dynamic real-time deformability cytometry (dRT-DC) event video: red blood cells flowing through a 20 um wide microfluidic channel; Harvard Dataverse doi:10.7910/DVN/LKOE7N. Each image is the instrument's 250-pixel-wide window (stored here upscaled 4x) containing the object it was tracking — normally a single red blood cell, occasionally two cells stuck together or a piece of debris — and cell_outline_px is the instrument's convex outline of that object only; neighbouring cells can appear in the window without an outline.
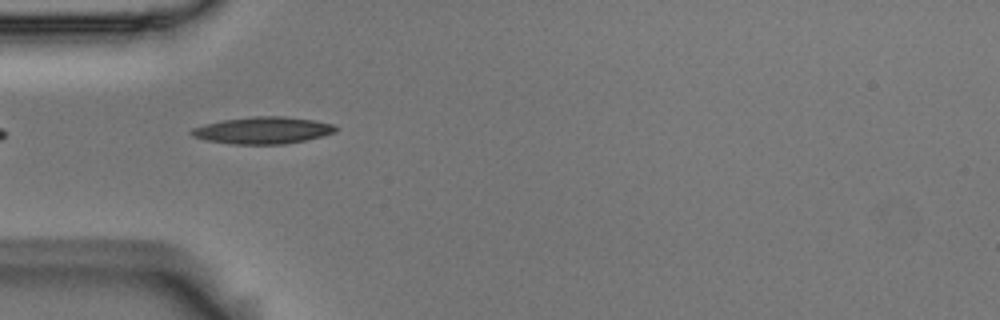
{"species": "Egyptian fruit bat (a non-hibernating species)", "species_latin": "Rousettus aegyptiacus", "temperature_condition": "room temperature", "stored_images_in_passage": 7, "camera_frame_rate_fps": 3000, "um_per_image_px": 0.085, "animal": {"sex": "male"}, "frame": {"image": 1, "passage_image": 5, "time_ms": 1.333, "image_size_px": [1000, 320], "cell_outline_px": [[340, 128], [336, 132], [324, 136], [284, 144], [232, 144], [204, 140], [192, 136], [188, 132], [192, 128], [204, 124], [224, 120], [252, 116], [284, 116], [316, 120], [332, 124]], "centroid_in_image_um": [22.35, 11.07], "position_along_channel_um": 62.6, "area_um2": 22.83}}
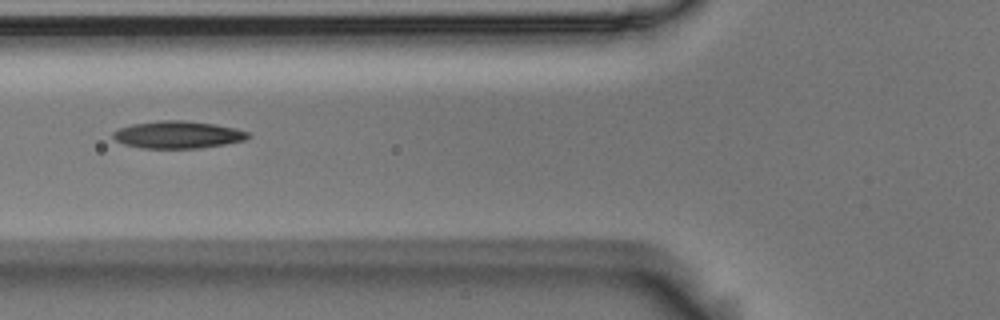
{"frame": {"image": 2, "passage_image": 6, "time_ms": 1.667, "image_size_px": [1000, 320], "cell_outline_px": [[252, 136], [248, 140], [200, 148], [140, 148], [124, 144], [116, 140], [112, 136], [112, 132], [120, 128], [132, 124], [160, 120], [184, 120], [216, 124], [236, 128], [248, 132]], "centroid_in_image_um": [15.15, 11.45], "position_along_channel_um": 110.6, "area_um2": 21.68}}
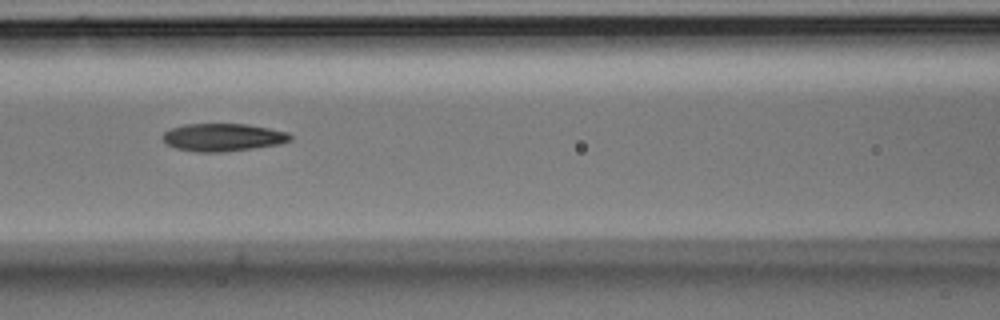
{"frame": {"image": 3, "passage_image": 7, "time_ms": 2.0, "image_size_px": [1000, 320], "cell_outline_px": [[292, 140], [280, 144], [224, 152], [196, 152], [176, 148], [168, 144], [160, 136], [164, 132], [172, 128], [184, 124], [248, 124], [288, 132], [292, 136]], "centroid_in_image_um": [18.95, 11.67], "position_along_channel_um": 147.6, "area_um2": 20.63}}